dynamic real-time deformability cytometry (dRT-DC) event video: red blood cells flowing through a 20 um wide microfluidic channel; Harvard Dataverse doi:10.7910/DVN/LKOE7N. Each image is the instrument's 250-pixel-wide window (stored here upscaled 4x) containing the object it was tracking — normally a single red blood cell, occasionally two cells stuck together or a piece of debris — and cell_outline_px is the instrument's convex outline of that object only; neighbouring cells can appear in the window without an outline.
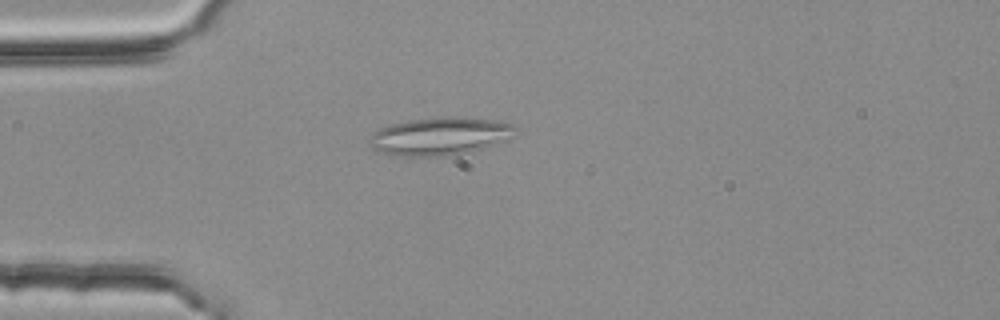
{"species": "common noctule bat (a hibernating species)", "species_latin": "Nyctalus noctula", "temperature_condition": "room temperature", "stored_images_in_passage": 4, "camera_frame_rate_fps": 3000, "um_per_image_px": 0.085, "animal": {"sex": "female", "body_mass_g": 25.1}, "frame": {"image": 1, "passage_image": 4, "time_ms": 1.0, "image_size_px": [1000, 320], "cell_outline_px": [[516, 128], [504, 140], [484, 148], [472, 152], [448, 156], [400, 156], [384, 152], [372, 148], [368, 144], [368, 136], [372, 132], [380, 128], [392, 124], [408, 120], [440, 116], [464, 116], [492, 120], [516, 124]], "centroid_in_image_um": [37.35, 11.56], "position_along_channel_um": 47.7, "area_um2": 32.43}}